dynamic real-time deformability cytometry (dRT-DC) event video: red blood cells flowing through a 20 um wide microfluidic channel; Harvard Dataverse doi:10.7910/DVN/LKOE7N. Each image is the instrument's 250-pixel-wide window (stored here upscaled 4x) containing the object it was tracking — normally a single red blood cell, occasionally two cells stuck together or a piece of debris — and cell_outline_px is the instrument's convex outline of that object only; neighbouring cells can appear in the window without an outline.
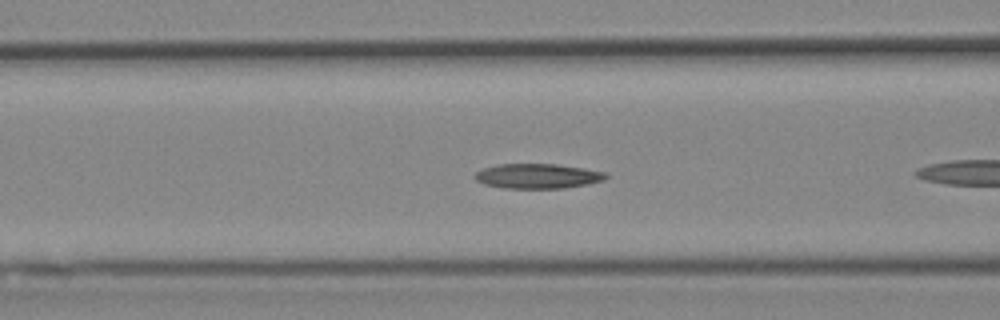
{"species": "Egyptian fruit bat (a non-hibernating species)", "species_latin": "Rousettus aegyptiacus", "temperature_condition": "cold", "stored_images_in_passage": 10, "camera_frame_rate_fps": 3000, "um_per_image_px": 0.085, "animal": {"sex": "female"}, "frame": {"image": 1, "passage_image": 6, "time_ms": 1.667, "image_size_px": [1000, 320], "cell_outline_px": [[608, 176], [604, 180], [588, 184], [564, 188], [504, 188], [484, 184], [476, 180], [472, 176], [476, 172], [484, 168], [496, 164], [556, 164], [584, 168], [608, 172]], "centroid_in_image_um": [45.71, 14.96], "position_along_channel_um": 120.9, "area_um2": 19.07}}
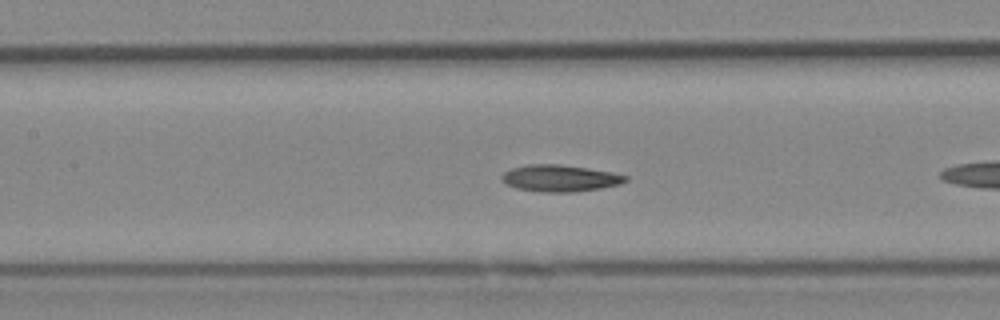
{"frame": {"image": 2, "passage_image": 9, "time_ms": 2.667, "image_size_px": [1000, 320], "cell_outline_px": [[628, 180], [620, 184], [600, 188], [572, 192], [544, 192], [516, 188], [504, 184], [500, 180], [500, 176], [504, 172], [512, 168], [528, 164], [560, 164], [588, 168], [612, 172], [628, 176]], "centroid_in_image_um": [47.56, 15.14], "position_along_channel_um": 159.8, "area_um2": 19.36}}